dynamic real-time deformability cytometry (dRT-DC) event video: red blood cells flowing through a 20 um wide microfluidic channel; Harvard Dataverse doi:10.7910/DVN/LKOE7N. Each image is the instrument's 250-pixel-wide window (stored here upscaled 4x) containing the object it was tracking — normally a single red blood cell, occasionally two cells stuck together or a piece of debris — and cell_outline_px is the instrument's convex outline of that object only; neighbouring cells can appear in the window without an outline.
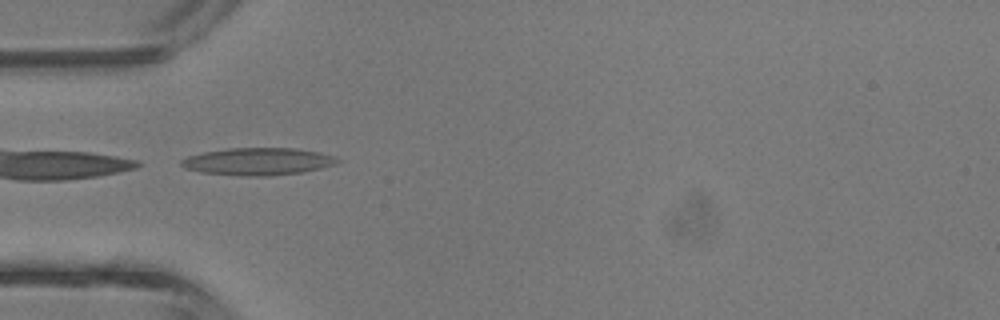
{"species": "common noctule bat (a hibernating species)", "species_latin": "Nyctalus noctula", "temperature_condition": "room temperature", "stored_images_in_passage": 25, "camera_frame_rate_fps": 3000, "um_per_image_px": 0.085, "animal": {"sex": "male", "body_mass_g": 13.3}, "frame": {"image": 1, "passage_image": 1, "time_ms": 0.0, "image_size_px": [1000, 320], "cell_outline_px": [[340, 160], [336, 164], [320, 168], [300, 172], [268, 176], [244, 176], [200, 172], [184, 168], [180, 164], [180, 160], [188, 156], [204, 152], [228, 148], [296, 148], [320, 152], [336, 156]], "centroid_in_image_um": [21.92, 13.72], "position_along_channel_um": 63.1, "area_um2": 24.91}}
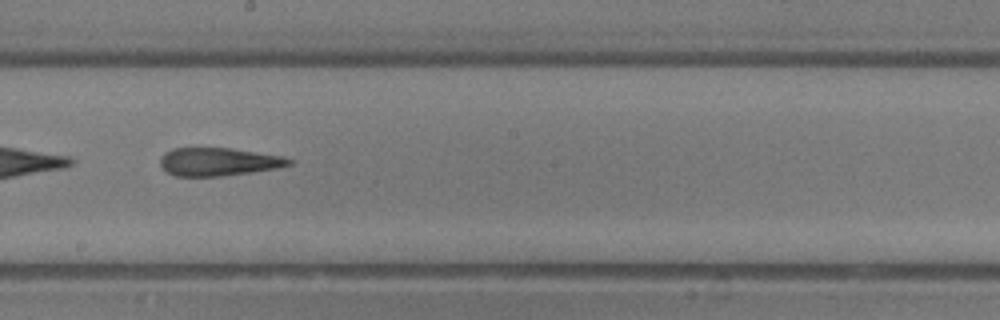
{"frame": {"image": 2, "passage_image": 11, "time_ms": 3.333, "image_size_px": [1000, 320], "cell_outline_px": [[296, 160], [292, 164], [276, 168], [252, 172], [224, 176], [176, 176], [164, 172], [160, 164], [160, 156], [164, 152], [172, 148], [232, 148], [284, 156]], "centroid_in_image_um": [18.57, 13.75], "position_along_channel_um": 229.6, "area_um2": 21.44}}
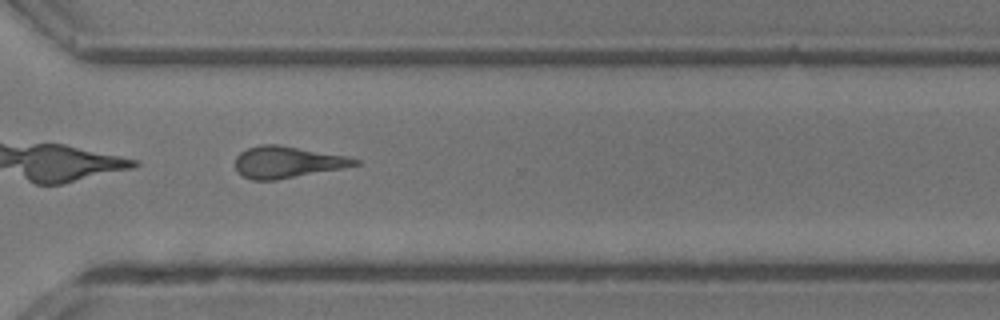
{"frame": {"image": 3, "passage_image": 18, "time_ms": 5.667, "image_size_px": [1000, 320], "cell_outline_px": [[360, 164], [344, 168], [276, 180], [252, 180], [236, 172], [236, 156], [240, 152], [248, 148], [260, 144], [280, 144], [348, 156], [360, 160]], "centroid_in_image_um": [24.43, 13.77], "position_along_channel_um": 346.2, "area_um2": 22.25}}